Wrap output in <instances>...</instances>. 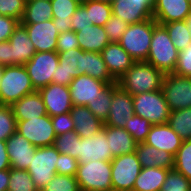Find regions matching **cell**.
Here are the masks:
<instances>
[{
    "instance_id": "obj_39",
    "label": "cell",
    "mask_w": 191,
    "mask_h": 191,
    "mask_svg": "<svg viewBox=\"0 0 191 191\" xmlns=\"http://www.w3.org/2000/svg\"><path fill=\"white\" fill-rule=\"evenodd\" d=\"M80 136L75 131L66 132L56 136L53 146L61 153L78 158Z\"/></svg>"
},
{
    "instance_id": "obj_9",
    "label": "cell",
    "mask_w": 191,
    "mask_h": 191,
    "mask_svg": "<svg viewBox=\"0 0 191 191\" xmlns=\"http://www.w3.org/2000/svg\"><path fill=\"white\" fill-rule=\"evenodd\" d=\"M59 65L56 51L36 52L24 65L36 91L52 83V75Z\"/></svg>"
},
{
    "instance_id": "obj_31",
    "label": "cell",
    "mask_w": 191,
    "mask_h": 191,
    "mask_svg": "<svg viewBox=\"0 0 191 191\" xmlns=\"http://www.w3.org/2000/svg\"><path fill=\"white\" fill-rule=\"evenodd\" d=\"M53 24L59 33L72 30V15L79 7L75 0H51Z\"/></svg>"
},
{
    "instance_id": "obj_22",
    "label": "cell",
    "mask_w": 191,
    "mask_h": 191,
    "mask_svg": "<svg viewBox=\"0 0 191 191\" xmlns=\"http://www.w3.org/2000/svg\"><path fill=\"white\" fill-rule=\"evenodd\" d=\"M81 49L74 48L59 53V65L52 75V83L69 86L80 75Z\"/></svg>"
},
{
    "instance_id": "obj_43",
    "label": "cell",
    "mask_w": 191,
    "mask_h": 191,
    "mask_svg": "<svg viewBox=\"0 0 191 191\" xmlns=\"http://www.w3.org/2000/svg\"><path fill=\"white\" fill-rule=\"evenodd\" d=\"M41 191H81L75 176L56 174Z\"/></svg>"
},
{
    "instance_id": "obj_41",
    "label": "cell",
    "mask_w": 191,
    "mask_h": 191,
    "mask_svg": "<svg viewBox=\"0 0 191 191\" xmlns=\"http://www.w3.org/2000/svg\"><path fill=\"white\" fill-rule=\"evenodd\" d=\"M17 121L11 106L0 104V140L6 141L16 132Z\"/></svg>"
},
{
    "instance_id": "obj_20",
    "label": "cell",
    "mask_w": 191,
    "mask_h": 191,
    "mask_svg": "<svg viewBox=\"0 0 191 191\" xmlns=\"http://www.w3.org/2000/svg\"><path fill=\"white\" fill-rule=\"evenodd\" d=\"M182 142L181 137L167 123L152 125L144 141L145 144L157 150L166 151L173 156L181 147Z\"/></svg>"
},
{
    "instance_id": "obj_44",
    "label": "cell",
    "mask_w": 191,
    "mask_h": 191,
    "mask_svg": "<svg viewBox=\"0 0 191 191\" xmlns=\"http://www.w3.org/2000/svg\"><path fill=\"white\" fill-rule=\"evenodd\" d=\"M26 0H0V15L12 17L21 22Z\"/></svg>"
},
{
    "instance_id": "obj_14",
    "label": "cell",
    "mask_w": 191,
    "mask_h": 191,
    "mask_svg": "<svg viewBox=\"0 0 191 191\" xmlns=\"http://www.w3.org/2000/svg\"><path fill=\"white\" fill-rule=\"evenodd\" d=\"M38 91L45 104L46 112L50 117L69 113L73 107L69 86L50 83Z\"/></svg>"
},
{
    "instance_id": "obj_30",
    "label": "cell",
    "mask_w": 191,
    "mask_h": 191,
    "mask_svg": "<svg viewBox=\"0 0 191 191\" xmlns=\"http://www.w3.org/2000/svg\"><path fill=\"white\" fill-rule=\"evenodd\" d=\"M169 170L159 167L141 168L133 191H161Z\"/></svg>"
},
{
    "instance_id": "obj_36",
    "label": "cell",
    "mask_w": 191,
    "mask_h": 191,
    "mask_svg": "<svg viewBox=\"0 0 191 191\" xmlns=\"http://www.w3.org/2000/svg\"><path fill=\"white\" fill-rule=\"evenodd\" d=\"M84 5L89 13L90 23L95 26H104L112 15L110 3L88 0Z\"/></svg>"
},
{
    "instance_id": "obj_46",
    "label": "cell",
    "mask_w": 191,
    "mask_h": 191,
    "mask_svg": "<svg viewBox=\"0 0 191 191\" xmlns=\"http://www.w3.org/2000/svg\"><path fill=\"white\" fill-rule=\"evenodd\" d=\"M175 75L191 78V44L179 51L177 64L173 72Z\"/></svg>"
},
{
    "instance_id": "obj_27",
    "label": "cell",
    "mask_w": 191,
    "mask_h": 191,
    "mask_svg": "<svg viewBox=\"0 0 191 191\" xmlns=\"http://www.w3.org/2000/svg\"><path fill=\"white\" fill-rule=\"evenodd\" d=\"M78 71L80 74L91 76L107 84L116 82L110 75L101 53L81 50L80 69Z\"/></svg>"
},
{
    "instance_id": "obj_54",
    "label": "cell",
    "mask_w": 191,
    "mask_h": 191,
    "mask_svg": "<svg viewBox=\"0 0 191 191\" xmlns=\"http://www.w3.org/2000/svg\"><path fill=\"white\" fill-rule=\"evenodd\" d=\"M9 184V169L0 170V191H7Z\"/></svg>"
},
{
    "instance_id": "obj_15",
    "label": "cell",
    "mask_w": 191,
    "mask_h": 191,
    "mask_svg": "<svg viewBox=\"0 0 191 191\" xmlns=\"http://www.w3.org/2000/svg\"><path fill=\"white\" fill-rule=\"evenodd\" d=\"M106 82L91 76L80 74L69 85V91L73 106H87L93 101L105 86Z\"/></svg>"
},
{
    "instance_id": "obj_53",
    "label": "cell",
    "mask_w": 191,
    "mask_h": 191,
    "mask_svg": "<svg viewBox=\"0 0 191 191\" xmlns=\"http://www.w3.org/2000/svg\"><path fill=\"white\" fill-rule=\"evenodd\" d=\"M10 161L6 151V141L0 140V170L10 169Z\"/></svg>"
},
{
    "instance_id": "obj_58",
    "label": "cell",
    "mask_w": 191,
    "mask_h": 191,
    "mask_svg": "<svg viewBox=\"0 0 191 191\" xmlns=\"http://www.w3.org/2000/svg\"><path fill=\"white\" fill-rule=\"evenodd\" d=\"M2 73H3V66H0V80H1V77H2Z\"/></svg>"
},
{
    "instance_id": "obj_12",
    "label": "cell",
    "mask_w": 191,
    "mask_h": 191,
    "mask_svg": "<svg viewBox=\"0 0 191 191\" xmlns=\"http://www.w3.org/2000/svg\"><path fill=\"white\" fill-rule=\"evenodd\" d=\"M112 15L123 19L128 25L153 18L154 0H114Z\"/></svg>"
},
{
    "instance_id": "obj_56",
    "label": "cell",
    "mask_w": 191,
    "mask_h": 191,
    "mask_svg": "<svg viewBox=\"0 0 191 191\" xmlns=\"http://www.w3.org/2000/svg\"><path fill=\"white\" fill-rule=\"evenodd\" d=\"M95 1H101V2H106L111 4L114 0H95Z\"/></svg>"
},
{
    "instance_id": "obj_32",
    "label": "cell",
    "mask_w": 191,
    "mask_h": 191,
    "mask_svg": "<svg viewBox=\"0 0 191 191\" xmlns=\"http://www.w3.org/2000/svg\"><path fill=\"white\" fill-rule=\"evenodd\" d=\"M53 19V8L51 1L30 0L26 1L25 12L21 24L43 23Z\"/></svg>"
},
{
    "instance_id": "obj_18",
    "label": "cell",
    "mask_w": 191,
    "mask_h": 191,
    "mask_svg": "<svg viewBox=\"0 0 191 191\" xmlns=\"http://www.w3.org/2000/svg\"><path fill=\"white\" fill-rule=\"evenodd\" d=\"M22 25L26 28L36 52L56 51L59 32L54 26L52 19L43 23Z\"/></svg>"
},
{
    "instance_id": "obj_21",
    "label": "cell",
    "mask_w": 191,
    "mask_h": 191,
    "mask_svg": "<svg viewBox=\"0 0 191 191\" xmlns=\"http://www.w3.org/2000/svg\"><path fill=\"white\" fill-rule=\"evenodd\" d=\"M101 55L110 75L116 81L126 73L135 62L118 42H110L101 51Z\"/></svg>"
},
{
    "instance_id": "obj_35",
    "label": "cell",
    "mask_w": 191,
    "mask_h": 191,
    "mask_svg": "<svg viewBox=\"0 0 191 191\" xmlns=\"http://www.w3.org/2000/svg\"><path fill=\"white\" fill-rule=\"evenodd\" d=\"M167 30L171 42L175 45L178 51L184 50L191 44V35L187 28L185 20L173 21L167 24H162Z\"/></svg>"
},
{
    "instance_id": "obj_47",
    "label": "cell",
    "mask_w": 191,
    "mask_h": 191,
    "mask_svg": "<svg viewBox=\"0 0 191 191\" xmlns=\"http://www.w3.org/2000/svg\"><path fill=\"white\" fill-rule=\"evenodd\" d=\"M58 165H56V170L58 175L75 176L78 169V161L76 158L68 154H59Z\"/></svg>"
},
{
    "instance_id": "obj_4",
    "label": "cell",
    "mask_w": 191,
    "mask_h": 191,
    "mask_svg": "<svg viewBox=\"0 0 191 191\" xmlns=\"http://www.w3.org/2000/svg\"><path fill=\"white\" fill-rule=\"evenodd\" d=\"M179 51L171 42L167 30L157 25L153 30L150 51L146 62L164 74L173 73L177 64Z\"/></svg>"
},
{
    "instance_id": "obj_48",
    "label": "cell",
    "mask_w": 191,
    "mask_h": 191,
    "mask_svg": "<svg viewBox=\"0 0 191 191\" xmlns=\"http://www.w3.org/2000/svg\"><path fill=\"white\" fill-rule=\"evenodd\" d=\"M53 128L56 136L66 132L74 131V122L71 118V113H63L51 117Z\"/></svg>"
},
{
    "instance_id": "obj_40",
    "label": "cell",
    "mask_w": 191,
    "mask_h": 191,
    "mask_svg": "<svg viewBox=\"0 0 191 191\" xmlns=\"http://www.w3.org/2000/svg\"><path fill=\"white\" fill-rule=\"evenodd\" d=\"M152 124L146 118L134 114L125 124L127 130L137 143H143L149 133Z\"/></svg>"
},
{
    "instance_id": "obj_7",
    "label": "cell",
    "mask_w": 191,
    "mask_h": 191,
    "mask_svg": "<svg viewBox=\"0 0 191 191\" xmlns=\"http://www.w3.org/2000/svg\"><path fill=\"white\" fill-rule=\"evenodd\" d=\"M59 154L60 152L53 145L36 148L27 172L38 191L47 186L57 174L56 165H58Z\"/></svg>"
},
{
    "instance_id": "obj_3",
    "label": "cell",
    "mask_w": 191,
    "mask_h": 191,
    "mask_svg": "<svg viewBox=\"0 0 191 191\" xmlns=\"http://www.w3.org/2000/svg\"><path fill=\"white\" fill-rule=\"evenodd\" d=\"M157 22L151 18L140 23L128 25L118 42L135 61H146L150 51L153 30Z\"/></svg>"
},
{
    "instance_id": "obj_28",
    "label": "cell",
    "mask_w": 191,
    "mask_h": 191,
    "mask_svg": "<svg viewBox=\"0 0 191 191\" xmlns=\"http://www.w3.org/2000/svg\"><path fill=\"white\" fill-rule=\"evenodd\" d=\"M79 47L83 51L101 53L110 43L103 26L91 25V27L81 28L75 32Z\"/></svg>"
},
{
    "instance_id": "obj_52",
    "label": "cell",
    "mask_w": 191,
    "mask_h": 191,
    "mask_svg": "<svg viewBox=\"0 0 191 191\" xmlns=\"http://www.w3.org/2000/svg\"><path fill=\"white\" fill-rule=\"evenodd\" d=\"M0 66H11V52L9 40L0 42Z\"/></svg>"
},
{
    "instance_id": "obj_42",
    "label": "cell",
    "mask_w": 191,
    "mask_h": 191,
    "mask_svg": "<svg viewBox=\"0 0 191 191\" xmlns=\"http://www.w3.org/2000/svg\"><path fill=\"white\" fill-rule=\"evenodd\" d=\"M161 191H191V182L173 168L168 171Z\"/></svg>"
},
{
    "instance_id": "obj_45",
    "label": "cell",
    "mask_w": 191,
    "mask_h": 191,
    "mask_svg": "<svg viewBox=\"0 0 191 191\" xmlns=\"http://www.w3.org/2000/svg\"><path fill=\"white\" fill-rule=\"evenodd\" d=\"M103 27L110 42H119L128 24L123 19L111 15L109 21Z\"/></svg>"
},
{
    "instance_id": "obj_38",
    "label": "cell",
    "mask_w": 191,
    "mask_h": 191,
    "mask_svg": "<svg viewBox=\"0 0 191 191\" xmlns=\"http://www.w3.org/2000/svg\"><path fill=\"white\" fill-rule=\"evenodd\" d=\"M173 168L191 182V139L182 142L174 156Z\"/></svg>"
},
{
    "instance_id": "obj_5",
    "label": "cell",
    "mask_w": 191,
    "mask_h": 191,
    "mask_svg": "<svg viewBox=\"0 0 191 191\" xmlns=\"http://www.w3.org/2000/svg\"><path fill=\"white\" fill-rule=\"evenodd\" d=\"M75 178L81 191H112L111 162L96 160L79 164Z\"/></svg>"
},
{
    "instance_id": "obj_2",
    "label": "cell",
    "mask_w": 191,
    "mask_h": 191,
    "mask_svg": "<svg viewBox=\"0 0 191 191\" xmlns=\"http://www.w3.org/2000/svg\"><path fill=\"white\" fill-rule=\"evenodd\" d=\"M36 91L25 66H4L0 80V104L12 106L25 95Z\"/></svg>"
},
{
    "instance_id": "obj_57",
    "label": "cell",
    "mask_w": 191,
    "mask_h": 191,
    "mask_svg": "<svg viewBox=\"0 0 191 191\" xmlns=\"http://www.w3.org/2000/svg\"><path fill=\"white\" fill-rule=\"evenodd\" d=\"M75 1H77L79 4H84V3H86L88 0H75Z\"/></svg>"
},
{
    "instance_id": "obj_33",
    "label": "cell",
    "mask_w": 191,
    "mask_h": 191,
    "mask_svg": "<svg viewBox=\"0 0 191 191\" xmlns=\"http://www.w3.org/2000/svg\"><path fill=\"white\" fill-rule=\"evenodd\" d=\"M117 87V82L107 84L101 91H99L98 96L87 105V108L103 123H105L108 118L113 91Z\"/></svg>"
},
{
    "instance_id": "obj_13",
    "label": "cell",
    "mask_w": 191,
    "mask_h": 191,
    "mask_svg": "<svg viewBox=\"0 0 191 191\" xmlns=\"http://www.w3.org/2000/svg\"><path fill=\"white\" fill-rule=\"evenodd\" d=\"M113 158L107 141L106 125L92 137H80L77 158L79 164L96 160L111 161Z\"/></svg>"
},
{
    "instance_id": "obj_23",
    "label": "cell",
    "mask_w": 191,
    "mask_h": 191,
    "mask_svg": "<svg viewBox=\"0 0 191 191\" xmlns=\"http://www.w3.org/2000/svg\"><path fill=\"white\" fill-rule=\"evenodd\" d=\"M11 52V66H24L36 53L26 28L19 23L9 38Z\"/></svg>"
},
{
    "instance_id": "obj_11",
    "label": "cell",
    "mask_w": 191,
    "mask_h": 191,
    "mask_svg": "<svg viewBox=\"0 0 191 191\" xmlns=\"http://www.w3.org/2000/svg\"><path fill=\"white\" fill-rule=\"evenodd\" d=\"M16 121V131L36 148L53 145L56 134L48 114L29 120Z\"/></svg>"
},
{
    "instance_id": "obj_29",
    "label": "cell",
    "mask_w": 191,
    "mask_h": 191,
    "mask_svg": "<svg viewBox=\"0 0 191 191\" xmlns=\"http://www.w3.org/2000/svg\"><path fill=\"white\" fill-rule=\"evenodd\" d=\"M106 136L113 157L135 152L137 142L124 128L106 125Z\"/></svg>"
},
{
    "instance_id": "obj_25",
    "label": "cell",
    "mask_w": 191,
    "mask_h": 191,
    "mask_svg": "<svg viewBox=\"0 0 191 191\" xmlns=\"http://www.w3.org/2000/svg\"><path fill=\"white\" fill-rule=\"evenodd\" d=\"M16 120H29L47 115L39 91H34L16 101L12 106Z\"/></svg>"
},
{
    "instance_id": "obj_51",
    "label": "cell",
    "mask_w": 191,
    "mask_h": 191,
    "mask_svg": "<svg viewBox=\"0 0 191 191\" xmlns=\"http://www.w3.org/2000/svg\"><path fill=\"white\" fill-rule=\"evenodd\" d=\"M19 21L8 16L0 15V42L9 40Z\"/></svg>"
},
{
    "instance_id": "obj_17",
    "label": "cell",
    "mask_w": 191,
    "mask_h": 191,
    "mask_svg": "<svg viewBox=\"0 0 191 191\" xmlns=\"http://www.w3.org/2000/svg\"><path fill=\"white\" fill-rule=\"evenodd\" d=\"M109 115L104 125L124 128L134 115L133 97L119 86L113 91Z\"/></svg>"
},
{
    "instance_id": "obj_49",
    "label": "cell",
    "mask_w": 191,
    "mask_h": 191,
    "mask_svg": "<svg viewBox=\"0 0 191 191\" xmlns=\"http://www.w3.org/2000/svg\"><path fill=\"white\" fill-rule=\"evenodd\" d=\"M74 48H80L76 33L73 30L59 33L56 52L59 54Z\"/></svg>"
},
{
    "instance_id": "obj_37",
    "label": "cell",
    "mask_w": 191,
    "mask_h": 191,
    "mask_svg": "<svg viewBox=\"0 0 191 191\" xmlns=\"http://www.w3.org/2000/svg\"><path fill=\"white\" fill-rule=\"evenodd\" d=\"M7 191H38L27 170L9 169Z\"/></svg>"
},
{
    "instance_id": "obj_8",
    "label": "cell",
    "mask_w": 191,
    "mask_h": 191,
    "mask_svg": "<svg viewBox=\"0 0 191 191\" xmlns=\"http://www.w3.org/2000/svg\"><path fill=\"white\" fill-rule=\"evenodd\" d=\"M112 191H133L141 165L135 152L114 157L111 161Z\"/></svg>"
},
{
    "instance_id": "obj_6",
    "label": "cell",
    "mask_w": 191,
    "mask_h": 191,
    "mask_svg": "<svg viewBox=\"0 0 191 191\" xmlns=\"http://www.w3.org/2000/svg\"><path fill=\"white\" fill-rule=\"evenodd\" d=\"M134 114L146 118L152 125L166 124L170 109L162 90L133 95Z\"/></svg>"
},
{
    "instance_id": "obj_55",
    "label": "cell",
    "mask_w": 191,
    "mask_h": 191,
    "mask_svg": "<svg viewBox=\"0 0 191 191\" xmlns=\"http://www.w3.org/2000/svg\"><path fill=\"white\" fill-rule=\"evenodd\" d=\"M187 28L189 29L190 35H191V13L189 14V16L185 19Z\"/></svg>"
},
{
    "instance_id": "obj_16",
    "label": "cell",
    "mask_w": 191,
    "mask_h": 191,
    "mask_svg": "<svg viewBox=\"0 0 191 191\" xmlns=\"http://www.w3.org/2000/svg\"><path fill=\"white\" fill-rule=\"evenodd\" d=\"M6 151L11 168L27 170L36 147L16 131L6 140Z\"/></svg>"
},
{
    "instance_id": "obj_1",
    "label": "cell",
    "mask_w": 191,
    "mask_h": 191,
    "mask_svg": "<svg viewBox=\"0 0 191 191\" xmlns=\"http://www.w3.org/2000/svg\"><path fill=\"white\" fill-rule=\"evenodd\" d=\"M164 73L146 61L134 62L116 81L118 86L132 96L161 90Z\"/></svg>"
},
{
    "instance_id": "obj_24",
    "label": "cell",
    "mask_w": 191,
    "mask_h": 191,
    "mask_svg": "<svg viewBox=\"0 0 191 191\" xmlns=\"http://www.w3.org/2000/svg\"><path fill=\"white\" fill-rule=\"evenodd\" d=\"M70 113L74 122V131L81 138L92 137L103 129L104 123L87 106H73Z\"/></svg>"
},
{
    "instance_id": "obj_26",
    "label": "cell",
    "mask_w": 191,
    "mask_h": 191,
    "mask_svg": "<svg viewBox=\"0 0 191 191\" xmlns=\"http://www.w3.org/2000/svg\"><path fill=\"white\" fill-rule=\"evenodd\" d=\"M135 153L142 168L159 167L173 169L174 156L166 151L157 150L153 146L137 143Z\"/></svg>"
},
{
    "instance_id": "obj_19",
    "label": "cell",
    "mask_w": 191,
    "mask_h": 191,
    "mask_svg": "<svg viewBox=\"0 0 191 191\" xmlns=\"http://www.w3.org/2000/svg\"><path fill=\"white\" fill-rule=\"evenodd\" d=\"M190 13L189 0H154L153 19L159 25L185 20Z\"/></svg>"
},
{
    "instance_id": "obj_34",
    "label": "cell",
    "mask_w": 191,
    "mask_h": 191,
    "mask_svg": "<svg viewBox=\"0 0 191 191\" xmlns=\"http://www.w3.org/2000/svg\"><path fill=\"white\" fill-rule=\"evenodd\" d=\"M167 124L184 140L191 139V107L170 112Z\"/></svg>"
},
{
    "instance_id": "obj_10",
    "label": "cell",
    "mask_w": 191,
    "mask_h": 191,
    "mask_svg": "<svg viewBox=\"0 0 191 191\" xmlns=\"http://www.w3.org/2000/svg\"><path fill=\"white\" fill-rule=\"evenodd\" d=\"M170 111L191 107V78L167 73L164 75L162 88Z\"/></svg>"
},
{
    "instance_id": "obj_50",
    "label": "cell",
    "mask_w": 191,
    "mask_h": 191,
    "mask_svg": "<svg viewBox=\"0 0 191 191\" xmlns=\"http://www.w3.org/2000/svg\"><path fill=\"white\" fill-rule=\"evenodd\" d=\"M72 19V30L74 32L81 31V28L91 27L89 13L84 4H80L75 13L71 17Z\"/></svg>"
}]
</instances>
